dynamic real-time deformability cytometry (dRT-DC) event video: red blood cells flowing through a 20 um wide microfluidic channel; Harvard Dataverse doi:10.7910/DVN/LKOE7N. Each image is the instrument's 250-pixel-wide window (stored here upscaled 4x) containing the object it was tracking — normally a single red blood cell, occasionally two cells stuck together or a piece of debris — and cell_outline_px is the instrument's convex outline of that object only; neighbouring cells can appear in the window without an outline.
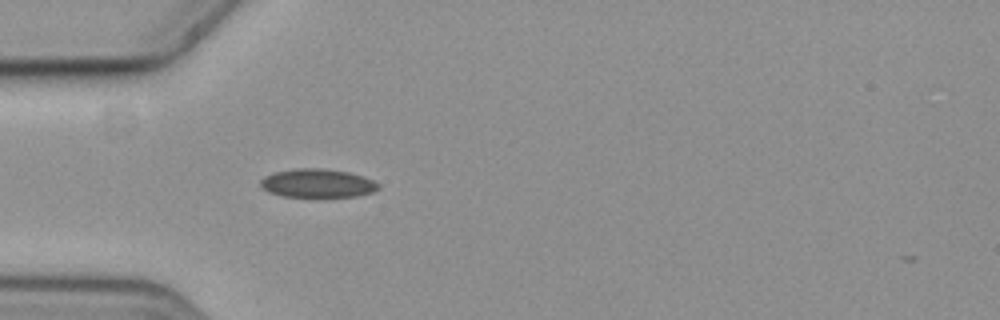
{"species": "common noctule bat (a hibernating species)", "species_latin": "Nyctalus noctula", "temperature_condition": "cold", "stored_images_in_passage": 41, "camera_frame_rate_fps": 3000, "um_per_image_px": 0.085, "animal": {"sex": "female", "body_mass_g": 19.3, "forearm_length_mm": 54.1}, "frame": {"image": 1, "passage_image": 1, "time_ms": 0.0, "image_size_px": [1000, 320], "cell_outline_px": [[380, 188], [372, 192], [356, 196], [324, 200], [320, 200], [284, 196], [268, 192], [260, 184], [260, 180], [264, 176], [276, 172], [296, 168], [324, 168], [348, 172], [364, 176], [380, 184]], "centroid_in_image_um": [27.02, 15.62], "position_along_channel_um": 58.0, "area_um2": 20.58}}
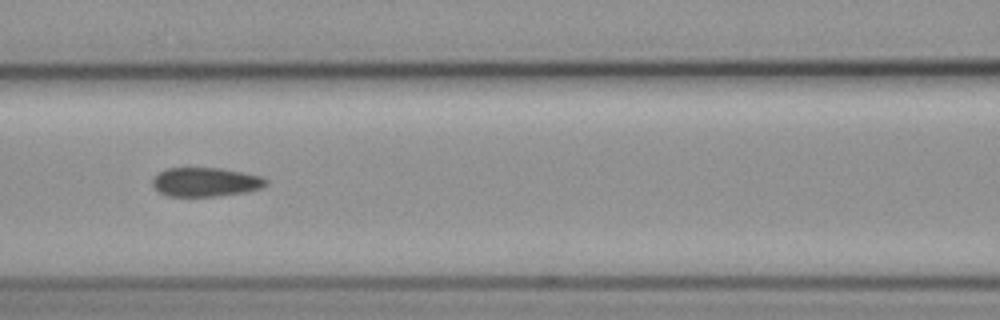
{"frame": {"image": 2, "passage_image": 9, "time_ms": 2.667, "image_size_px": [1000, 320], "cell_outline_px": [[268, 184], [264, 188], [248, 192], [216, 196], [168, 196], [160, 192], [152, 184], [152, 180], [160, 172], [168, 168], [220, 168], [244, 172], [260, 176], [268, 180]], "centroid_in_image_um": [17.54, 15.47], "position_along_channel_um": 149.1, "area_um2": 19.25}}
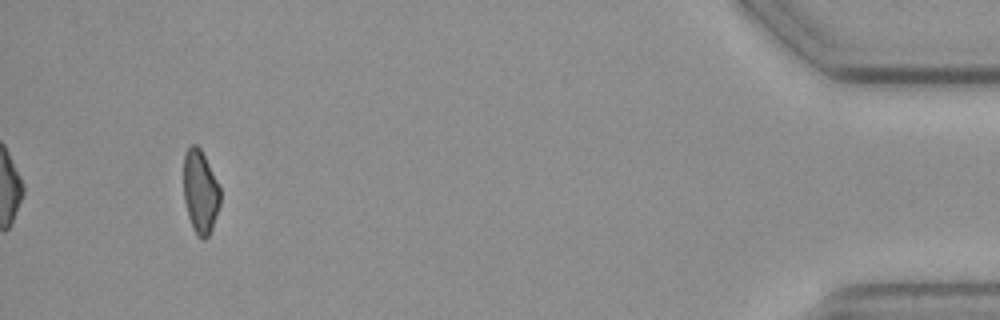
{"frame": {"image": 3, "passage_image": 38, "time_ms": 12.333, "image_size_px": [1000, 320], "cell_outline_px": [[220, 204], [212, 228], [208, 236], [204, 240], [200, 240], [196, 236], [192, 228], [188, 216], [184, 200], [184, 152], [192, 144], [196, 144], [200, 148], [220, 188]], "centroid_in_image_um": [17.01, 16.34], "position_along_channel_um": 418.2, "area_um2": 17.8}, "authors_computed_cell_mechanics": {"area_um2": 19.4208, "velocity_mm_per_s": 3.5878, "shape_relaxation_time_tau1_ms": null, "shape_relaxation_time_tau2_ms": 3.9759, "deformation_change_tau1": null, "deformation_change_tau2": 0.1011}}